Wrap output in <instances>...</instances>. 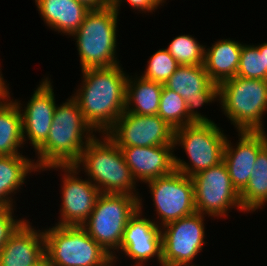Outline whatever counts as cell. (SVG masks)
<instances>
[{
	"label": "cell",
	"mask_w": 267,
	"mask_h": 266,
	"mask_svg": "<svg viewBox=\"0 0 267 266\" xmlns=\"http://www.w3.org/2000/svg\"><path fill=\"white\" fill-rule=\"evenodd\" d=\"M1 70V69H0ZM7 83L5 82L2 73L0 71V101L6 96L8 95L9 92V87L8 85H6Z\"/></svg>",
	"instance_id": "cell-33"
},
{
	"label": "cell",
	"mask_w": 267,
	"mask_h": 266,
	"mask_svg": "<svg viewBox=\"0 0 267 266\" xmlns=\"http://www.w3.org/2000/svg\"><path fill=\"white\" fill-rule=\"evenodd\" d=\"M118 147L174 145V129L156 115L124 111L105 133Z\"/></svg>",
	"instance_id": "cell-13"
},
{
	"label": "cell",
	"mask_w": 267,
	"mask_h": 266,
	"mask_svg": "<svg viewBox=\"0 0 267 266\" xmlns=\"http://www.w3.org/2000/svg\"><path fill=\"white\" fill-rule=\"evenodd\" d=\"M195 212L161 228L162 266L190 265L206 244L204 217Z\"/></svg>",
	"instance_id": "cell-10"
},
{
	"label": "cell",
	"mask_w": 267,
	"mask_h": 266,
	"mask_svg": "<svg viewBox=\"0 0 267 266\" xmlns=\"http://www.w3.org/2000/svg\"><path fill=\"white\" fill-rule=\"evenodd\" d=\"M118 15L110 4L100 9H90L83 23L71 35L76 40L81 71L119 64L116 57Z\"/></svg>",
	"instance_id": "cell-4"
},
{
	"label": "cell",
	"mask_w": 267,
	"mask_h": 266,
	"mask_svg": "<svg viewBox=\"0 0 267 266\" xmlns=\"http://www.w3.org/2000/svg\"><path fill=\"white\" fill-rule=\"evenodd\" d=\"M255 46L259 49L260 54L263 55L264 68H267V42Z\"/></svg>",
	"instance_id": "cell-34"
},
{
	"label": "cell",
	"mask_w": 267,
	"mask_h": 266,
	"mask_svg": "<svg viewBox=\"0 0 267 266\" xmlns=\"http://www.w3.org/2000/svg\"><path fill=\"white\" fill-rule=\"evenodd\" d=\"M43 233L45 257L52 266H115L112 256L82 226L54 225Z\"/></svg>",
	"instance_id": "cell-6"
},
{
	"label": "cell",
	"mask_w": 267,
	"mask_h": 266,
	"mask_svg": "<svg viewBox=\"0 0 267 266\" xmlns=\"http://www.w3.org/2000/svg\"><path fill=\"white\" fill-rule=\"evenodd\" d=\"M191 178L194 184L196 212L207 214L208 217L222 218L228 216L230 208L236 207L239 211H244L240 193L233 186L223 161Z\"/></svg>",
	"instance_id": "cell-9"
},
{
	"label": "cell",
	"mask_w": 267,
	"mask_h": 266,
	"mask_svg": "<svg viewBox=\"0 0 267 266\" xmlns=\"http://www.w3.org/2000/svg\"><path fill=\"white\" fill-rule=\"evenodd\" d=\"M205 45L191 35L176 36L166 48L179 65H200L204 63Z\"/></svg>",
	"instance_id": "cell-27"
},
{
	"label": "cell",
	"mask_w": 267,
	"mask_h": 266,
	"mask_svg": "<svg viewBox=\"0 0 267 266\" xmlns=\"http://www.w3.org/2000/svg\"><path fill=\"white\" fill-rule=\"evenodd\" d=\"M157 115L174 130L195 123L188 116V108L185 100L175 91L165 86L162 88Z\"/></svg>",
	"instance_id": "cell-26"
},
{
	"label": "cell",
	"mask_w": 267,
	"mask_h": 266,
	"mask_svg": "<svg viewBox=\"0 0 267 266\" xmlns=\"http://www.w3.org/2000/svg\"><path fill=\"white\" fill-rule=\"evenodd\" d=\"M164 86L185 100L188 116L194 122H213L197 111L219 98V86L210 80L203 64L179 65Z\"/></svg>",
	"instance_id": "cell-14"
},
{
	"label": "cell",
	"mask_w": 267,
	"mask_h": 266,
	"mask_svg": "<svg viewBox=\"0 0 267 266\" xmlns=\"http://www.w3.org/2000/svg\"><path fill=\"white\" fill-rule=\"evenodd\" d=\"M62 169L64 172L61 184L62 205L60 209V220L55 225L60 226H82L96 204L100 190L89 180L79 177L80 170L71 165H51L44 170ZM81 178V179H80Z\"/></svg>",
	"instance_id": "cell-12"
},
{
	"label": "cell",
	"mask_w": 267,
	"mask_h": 266,
	"mask_svg": "<svg viewBox=\"0 0 267 266\" xmlns=\"http://www.w3.org/2000/svg\"><path fill=\"white\" fill-rule=\"evenodd\" d=\"M244 212H255L267 203V144L259 151L248 184L240 192Z\"/></svg>",
	"instance_id": "cell-25"
},
{
	"label": "cell",
	"mask_w": 267,
	"mask_h": 266,
	"mask_svg": "<svg viewBox=\"0 0 267 266\" xmlns=\"http://www.w3.org/2000/svg\"><path fill=\"white\" fill-rule=\"evenodd\" d=\"M142 198L139 199V208L130 217L124 230L120 250L123 255L134 261L132 266H145L148 260L157 258L162 266V235L161 228L155 220L142 215ZM143 216V217H142Z\"/></svg>",
	"instance_id": "cell-15"
},
{
	"label": "cell",
	"mask_w": 267,
	"mask_h": 266,
	"mask_svg": "<svg viewBox=\"0 0 267 266\" xmlns=\"http://www.w3.org/2000/svg\"><path fill=\"white\" fill-rule=\"evenodd\" d=\"M164 84L147 80L141 76H129L126 85L125 111L137 115H156Z\"/></svg>",
	"instance_id": "cell-23"
},
{
	"label": "cell",
	"mask_w": 267,
	"mask_h": 266,
	"mask_svg": "<svg viewBox=\"0 0 267 266\" xmlns=\"http://www.w3.org/2000/svg\"><path fill=\"white\" fill-rule=\"evenodd\" d=\"M35 5L46 26L69 37L80 27L90 10L76 0H35Z\"/></svg>",
	"instance_id": "cell-20"
},
{
	"label": "cell",
	"mask_w": 267,
	"mask_h": 266,
	"mask_svg": "<svg viewBox=\"0 0 267 266\" xmlns=\"http://www.w3.org/2000/svg\"><path fill=\"white\" fill-rule=\"evenodd\" d=\"M14 207L0 206V250L17 230V228L26 220L25 218L14 219Z\"/></svg>",
	"instance_id": "cell-30"
},
{
	"label": "cell",
	"mask_w": 267,
	"mask_h": 266,
	"mask_svg": "<svg viewBox=\"0 0 267 266\" xmlns=\"http://www.w3.org/2000/svg\"><path fill=\"white\" fill-rule=\"evenodd\" d=\"M139 208V198L129 194L101 193L82 227L117 262L124 230ZM114 252H113V251Z\"/></svg>",
	"instance_id": "cell-7"
},
{
	"label": "cell",
	"mask_w": 267,
	"mask_h": 266,
	"mask_svg": "<svg viewBox=\"0 0 267 266\" xmlns=\"http://www.w3.org/2000/svg\"><path fill=\"white\" fill-rule=\"evenodd\" d=\"M184 266H197V265H195V264H192V265H184ZM199 266V265H198Z\"/></svg>",
	"instance_id": "cell-36"
},
{
	"label": "cell",
	"mask_w": 267,
	"mask_h": 266,
	"mask_svg": "<svg viewBox=\"0 0 267 266\" xmlns=\"http://www.w3.org/2000/svg\"><path fill=\"white\" fill-rule=\"evenodd\" d=\"M215 122H195L174 130V148L180 146L189 162L174 156L175 170L190 178L223 161L227 136Z\"/></svg>",
	"instance_id": "cell-8"
},
{
	"label": "cell",
	"mask_w": 267,
	"mask_h": 266,
	"mask_svg": "<svg viewBox=\"0 0 267 266\" xmlns=\"http://www.w3.org/2000/svg\"><path fill=\"white\" fill-rule=\"evenodd\" d=\"M89 9H100L109 4V0H76Z\"/></svg>",
	"instance_id": "cell-32"
},
{
	"label": "cell",
	"mask_w": 267,
	"mask_h": 266,
	"mask_svg": "<svg viewBox=\"0 0 267 266\" xmlns=\"http://www.w3.org/2000/svg\"><path fill=\"white\" fill-rule=\"evenodd\" d=\"M237 76L267 80V68H264L263 55L255 45L242 44Z\"/></svg>",
	"instance_id": "cell-29"
},
{
	"label": "cell",
	"mask_w": 267,
	"mask_h": 266,
	"mask_svg": "<svg viewBox=\"0 0 267 266\" xmlns=\"http://www.w3.org/2000/svg\"><path fill=\"white\" fill-rule=\"evenodd\" d=\"M239 142L233 146L226 138L223 162L229 172L233 186L240 193L248 184L259 151L267 144L264 131H237ZM236 147V148H234Z\"/></svg>",
	"instance_id": "cell-17"
},
{
	"label": "cell",
	"mask_w": 267,
	"mask_h": 266,
	"mask_svg": "<svg viewBox=\"0 0 267 266\" xmlns=\"http://www.w3.org/2000/svg\"><path fill=\"white\" fill-rule=\"evenodd\" d=\"M73 97L57 105L46 141L35 151V165L40 170L51 165H71L95 136ZM84 140V141H83Z\"/></svg>",
	"instance_id": "cell-2"
},
{
	"label": "cell",
	"mask_w": 267,
	"mask_h": 266,
	"mask_svg": "<svg viewBox=\"0 0 267 266\" xmlns=\"http://www.w3.org/2000/svg\"><path fill=\"white\" fill-rule=\"evenodd\" d=\"M242 43L229 39H222L205 48L204 68L212 82L220 84L234 78L240 62Z\"/></svg>",
	"instance_id": "cell-21"
},
{
	"label": "cell",
	"mask_w": 267,
	"mask_h": 266,
	"mask_svg": "<svg viewBox=\"0 0 267 266\" xmlns=\"http://www.w3.org/2000/svg\"><path fill=\"white\" fill-rule=\"evenodd\" d=\"M132 7V9H136L137 11L151 12L156 10L158 6L162 5L163 2L161 0H125ZM122 0H109V4L113 7V9L119 14V8L122 4Z\"/></svg>",
	"instance_id": "cell-31"
},
{
	"label": "cell",
	"mask_w": 267,
	"mask_h": 266,
	"mask_svg": "<svg viewBox=\"0 0 267 266\" xmlns=\"http://www.w3.org/2000/svg\"><path fill=\"white\" fill-rule=\"evenodd\" d=\"M102 135L103 138L95 135L88 142L73 165L80 171L84 169L88 179L101 193L129 194L140 199L139 192L135 190L137 182L120 148L105 133Z\"/></svg>",
	"instance_id": "cell-3"
},
{
	"label": "cell",
	"mask_w": 267,
	"mask_h": 266,
	"mask_svg": "<svg viewBox=\"0 0 267 266\" xmlns=\"http://www.w3.org/2000/svg\"><path fill=\"white\" fill-rule=\"evenodd\" d=\"M81 72V87L72 95L95 133H106L125 111L128 74L120 64Z\"/></svg>",
	"instance_id": "cell-1"
},
{
	"label": "cell",
	"mask_w": 267,
	"mask_h": 266,
	"mask_svg": "<svg viewBox=\"0 0 267 266\" xmlns=\"http://www.w3.org/2000/svg\"><path fill=\"white\" fill-rule=\"evenodd\" d=\"M25 220L0 250V266H35L45 258V237Z\"/></svg>",
	"instance_id": "cell-19"
},
{
	"label": "cell",
	"mask_w": 267,
	"mask_h": 266,
	"mask_svg": "<svg viewBox=\"0 0 267 266\" xmlns=\"http://www.w3.org/2000/svg\"><path fill=\"white\" fill-rule=\"evenodd\" d=\"M178 66L179 64L166 48L160 49L150 57L141 77L165 84Z\"/></svg>",
	"instance_id": "cell-28"
},
{
	"label": "cell",
	"mask_w": 267,
	"mask_h": 266,
	"mask_svg": "<svg viewBox=\"0 0 267 266\" xmlns=\"http://www.w3.org/2000/svg\"><path fill=\"white\" fill-rule=\"evenodd\" d=\"M34 161L24 155L0 156V206L14 207L11 197L31 172L40 171Z\"/></svg>",
	"instance_id": "cell-22"
},
{
	"label": "cell",
	"mask_w": 267,
	"mask_h": 266,
	"mask_svg": "<svg viewBox=\"0 0 267 266\" xmlns=\"http://www.w3.org/2000/svg\"><path fill=\"white\" fill-rule=\"evenodd\" d=\"M221 109L238 131H264L267 80L235 76L220 83Z\"/></svg>",
	"instance_id": "cell-5"
},
{
	"label": "cell",
	"mask_w": 267,
	"mask_h": 266,
	"mask_svg": "<svg viewBox=\"0 0 267 266\" xmlns=\"http://www.w3.org/2000/svg\"><path fill=\"white\" fill-rule=\"evenodd\" d=\"M10 92L0 101V156L22 155L23 148L22 115Z\"/></svg>",
	"instance_id": "cell-24"
},
{
	"label": "cell",
	"mask_w": 267,
	"mask_h": 266,
	"mask_svg": "<svg viewBox=\"0 0 267 266\" xmlns=\"http://www.w3.org/2000/svg\"><path fill=\"white\" fill-rule=\"evenodd\" d=\"M119 148L136 182L146 183L175 170L174 145Z\"/></svg>",
	"instance_id": "cell-18"
},
{
	"label": "cell",
	"mask_w": 267,
	"mask_h": 266,
	"mask_svg": "<svg viewBox=\"0 0 267 266\" xmlns=\"http://www.w3.org/2000/svg\"><path fill=\"white\" fill-rule=\"evenodd\" d=\"M35 266H52V265L50 264L49 260L45 257L42 261H40Z\"/></svg>",
	"instance_id": "cell-35"
},
{
	"label": "cell",
	"mask_w": 267,
	"mask_h": 266,
	"mask_svg": "<svg viewBox=\"0 0 267 266\" xmlns=\"http://www.w3.org/2000/svg\"><path fill=\"white\" fill-rule=\"evenodd\" d=\"M50 80L47 77L40 82L24 109L22 103L15 99L22 115L23 141L29 140L35 151L48 138L57 105Z\"/></svg>",
	"instance_id": "cell-16"
},
{
	"label": "cell",
	"mask_w": 267,
	"mask_h": 266,
	"mask_svg": "<svg viewBox=\"0 0 267 266\" xmlns=\"http://www.w3.org/2000/svg\"><path fill=\"white\" fill-rule=\"evenodd\" d=\"M149 186L160 228L196 212L192 178L174 170L146 182ZM162 225V226H161Z\"/></svg>",
	"instance_id": "cell-11"
}]
</instances>
